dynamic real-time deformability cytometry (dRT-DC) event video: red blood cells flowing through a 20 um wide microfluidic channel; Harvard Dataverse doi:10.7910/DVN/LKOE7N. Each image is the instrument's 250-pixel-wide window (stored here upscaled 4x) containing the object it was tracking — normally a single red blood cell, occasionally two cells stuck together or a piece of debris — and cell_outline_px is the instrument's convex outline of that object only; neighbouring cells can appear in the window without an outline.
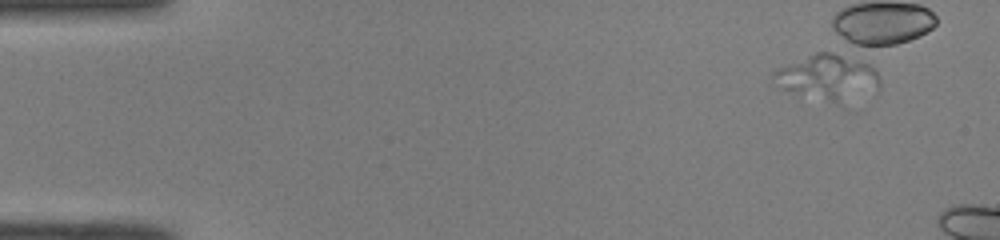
{"species": "common noctule bat (a hibernating species)", "species_latin": "Nyctalus noctula", "temperature_condition": "room temperature", "stored_images_in_passage": 1, "camera_frame_rate_fps": 3000, "um_per_image_px": 0.085, "animal": {"sex": "male", "body_mass_g": 19.0, "forearm_length_mm": 50.8}, "frame": {"image": 1, "passage_image": 1, "time_ms": 0.0, "image_size_px": [1000, 240], "cell_outline_px": [[880, 84], [876, 96], [840, 104], [784, 88], [772, 76], [772, 72], [780, 68], [816, 52], [832, 52], [860, 60], [868, 64], [876, 72], [880, 80]], "centroid_in_image_um": [70.54, 6.6], "position_along_channel_um": 14.5, "area_um2": 27.86}}